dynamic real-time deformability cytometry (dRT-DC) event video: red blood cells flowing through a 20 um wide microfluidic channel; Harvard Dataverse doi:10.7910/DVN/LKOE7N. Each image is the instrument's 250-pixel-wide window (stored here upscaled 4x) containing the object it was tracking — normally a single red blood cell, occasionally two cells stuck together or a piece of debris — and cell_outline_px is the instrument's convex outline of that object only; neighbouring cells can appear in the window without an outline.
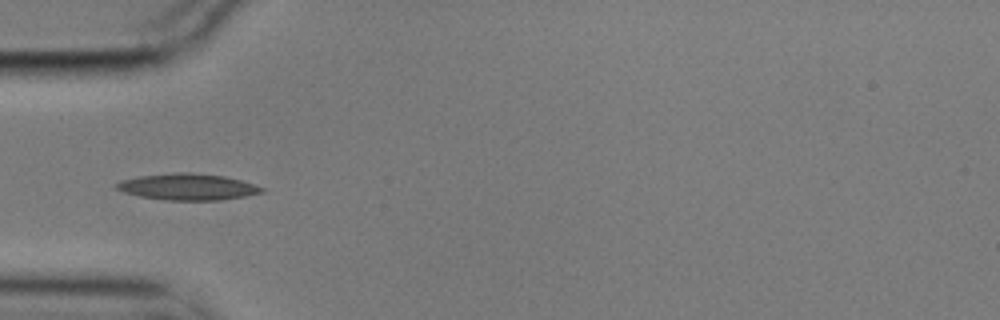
{"species": "common noctule bat (a hibernating species)", "species_latin": "Nyctalus noctula", "temperature_condition": "cold", "stored_images_in_passage": 10, "camera_frame_rate_fps": 3000, "um_per_image_px": 0.085, "animal": {"sex": "male", "body_mass_g": 17.9}, "frame": {"image": 1, "passage_image": 6, "time_ms": 1.667, "image_size_px": [1000, 320], "cell_outline_px": [[264, 192], [244, 196], [220, 200], [164, 200], [140, 196], [124, 192], [116, 188], [112, 184], [120, 180], [140, 176], [176, 172], [188, 172], [224, 176], [256, 184], [264, 188]], "centroid_in_image_um": [15.93, 15.88], "position_along_channel_um": 69.1, "area_um2": 22.37}}
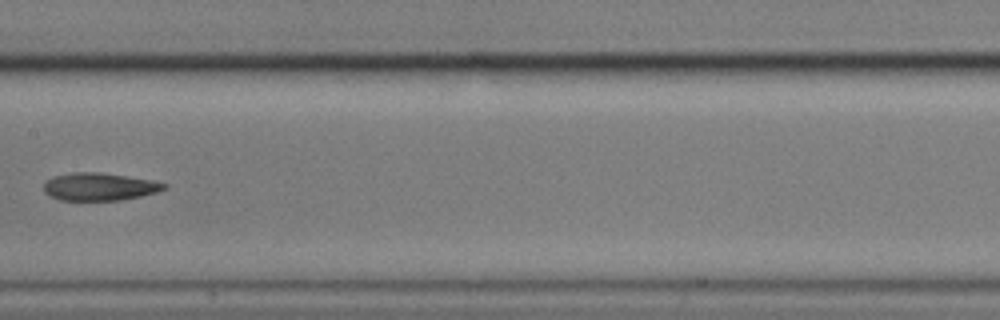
{"frame": {"image": 2, "passage_image": 9, "time_ms": 2.667, "image_size_px": [1000, 320], "cell_outline_px": [[168, 188], [156, 192], [140, 196], [120, 200], [60, 200], [44, 192], [44, 184], [52, 176], [72, 172], [96, 172], [152, 180], [168, 184]], "centroid_in_image_um": [8.45, 15.87], "position_along_channel_um": 199.0, "area_um2": 19.25}}
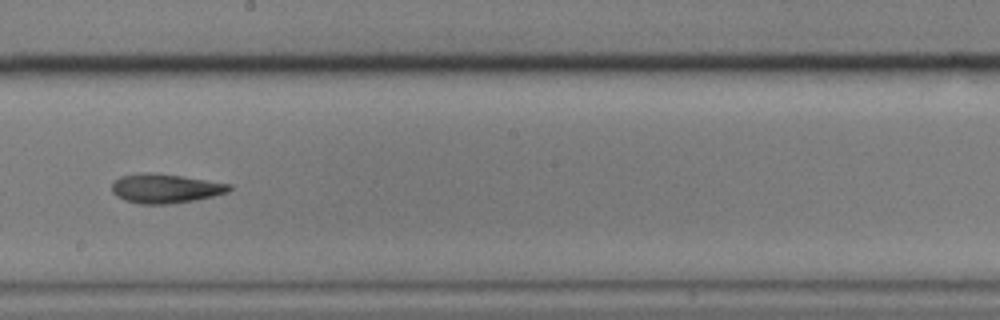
{"frame": {"image": 3, "passage_image": 10, "time_ms": 3.0, "image_size_px": [1000, 320], "cell_outline_px": [[232, 188], [228, 192], [196, 200], [168, 204], [140, 204], [124, 200], [116, 196], [112, 192], [112, 180], [120, 176], [144, 172], [148, 172], [180, 176], [208, 180], [232, 184]], "centroid_in_image_um": [14.03, 16.02], "position_along_channel_um": 234.2, "area_um2": 20.11}}